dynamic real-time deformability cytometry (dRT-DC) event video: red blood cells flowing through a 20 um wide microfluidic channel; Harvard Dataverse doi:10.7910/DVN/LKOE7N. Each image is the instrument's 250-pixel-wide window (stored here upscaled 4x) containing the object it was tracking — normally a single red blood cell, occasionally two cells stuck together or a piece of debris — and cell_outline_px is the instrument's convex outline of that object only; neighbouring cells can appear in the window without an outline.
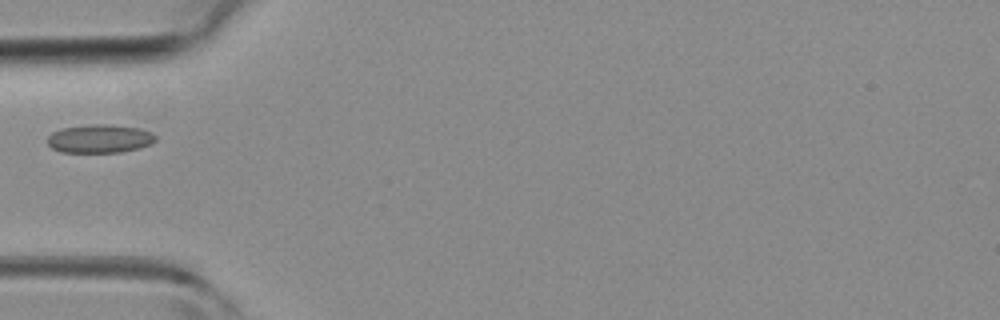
{"species": "common noctule bat (a hibernating species)", "species_latin": "Nyctalus noctula", "temperature_condition": "room temperature", "stored_images_in_passage": 4, "camera_frame_rate_fps": 3000, "um_per_image_px": 0.085, "animal": {"sex": "female", "body_mass_g": 19.3, "forearm_length_mm": 54.1}, "frame": {"image": 1, "passage_image": 4, "time_ms": 4.667, "image_size_px": [1000, 320], "cell_outline_px": [[156, 140], [152, 144], [140, 148], [120, 152], [60, 152], [52, 148], [48, 144], [48, 136], [52, 132], [64, 128], [96, 124], [112, 124], [136, 128], [152, 132], [156, 136]], "centroid_in_image_um": [8.5, 11.79], "position_along_channel_um": 76.5, "area_um2": 17.86}}